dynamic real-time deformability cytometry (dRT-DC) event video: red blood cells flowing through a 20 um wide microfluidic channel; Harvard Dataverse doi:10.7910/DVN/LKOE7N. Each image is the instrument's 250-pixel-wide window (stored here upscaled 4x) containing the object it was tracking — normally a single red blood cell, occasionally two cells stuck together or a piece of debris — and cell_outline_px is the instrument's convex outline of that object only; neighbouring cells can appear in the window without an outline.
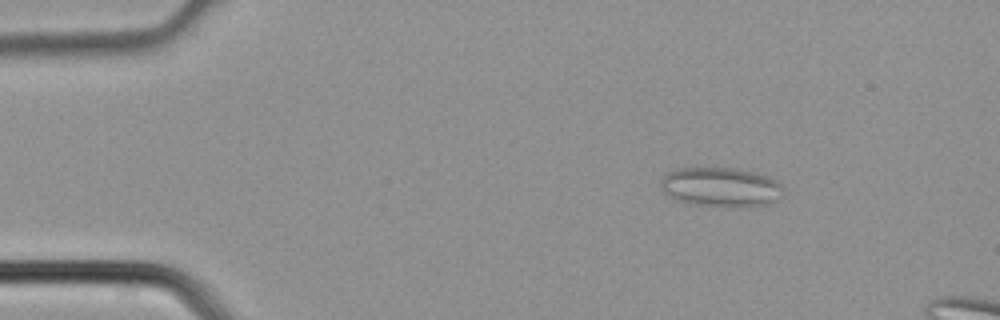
{"species": "common noctule bat (a hibernating species)", "species_latin": "Nyctalus noctula", "temperature_condition": "cold", "stored_images_in_passage": 3, "camera_frame_rate_fps": 3000, "um_per_image_px": 0.085, "animal": {"sex": "male", "body_mass_g": 21.5, "forearm_length_mm": 52.0}, "frame": {"image": 1, "passage_image": 1, "time_ms": 0.0, "image_size_px": [1000, 320], "cell_outline_px": [[784, 196], [772, 204], [740, 208], [728, 208], [696, 204], [680, 200], [664, 192], [660, 188], [660, 180], [668, 172], [676, 168], [732, 168], [756, 172], [768, 176], [776, 180], [784, 188]], "centroid_in_image_um": [61.36, 15.92], "position_along_channel_um": 23.6, "area_um2": 28.67}}